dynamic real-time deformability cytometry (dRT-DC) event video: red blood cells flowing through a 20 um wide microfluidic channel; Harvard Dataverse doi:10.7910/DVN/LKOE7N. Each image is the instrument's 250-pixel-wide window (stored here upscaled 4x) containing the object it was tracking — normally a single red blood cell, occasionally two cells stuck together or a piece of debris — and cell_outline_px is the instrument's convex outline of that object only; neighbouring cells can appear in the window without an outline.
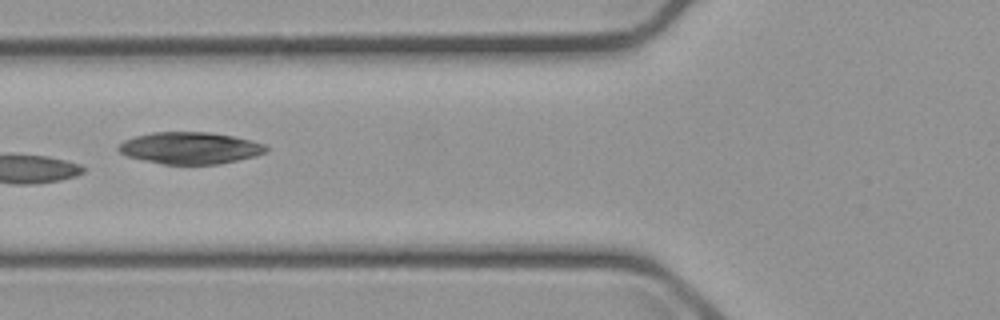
{"species": "common noctule bat (a hibernating species)", "species_latin": "Nyctalus noctula", "temperature_condition": "cold", "stored_images_in_passage": 8, "camera_frame_rate_fps": 3000, "um_per_image_px": 0.085, "animal": {"sex": "male", "body_mass_g": 23.1, "forearm_length_mm": 52.7}, "frame": {"image": 1, "passage_image": 6, "time_ms": 5.667, "image_size_px": [1000, 320], "cell_outline_px": [[268, 148], [264, 152], [256, 156], [220, 164], [164, 164], [144, 160], [128, 156], [120, 152], [116, 148], [124, 140], [136, 136], [152, 132], [208, 132], [232, 136], [264, 144]], "centroid_in_image_um": [16.14, 12.58], "position_along_channel_um": 109.7, "area_um2": 27.11}}
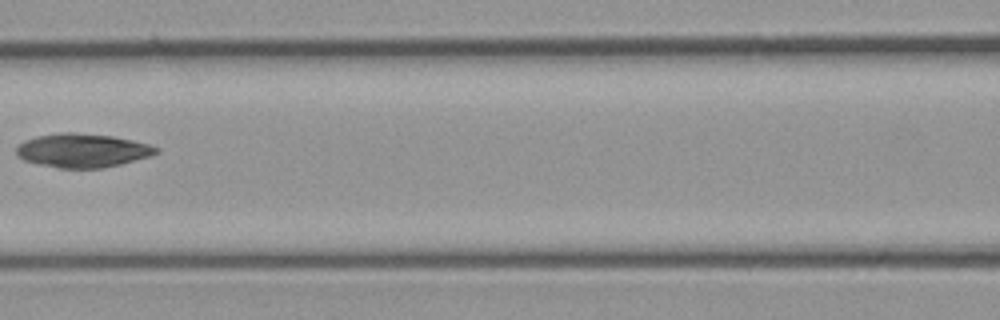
{"frame": {"image": 2, "passage_image": 7, "time_ms": 7.0, "image_size_px": [1000, 320], "cell_outline_px": [[160, 152], [148, 156], [120, 164], [104, 168], [60, 168], [36, 164], [24, 160], [16, 152], [16, 148], [24, 140], [36, 136], [60, 132], [76, 132], [112, 136], [132, 140], [148, 144], [160, 148]], "centroid_in_image_um": [7.0, 12.78], "position_along_channel_um": 159.6, "area_um2": 27.51}}
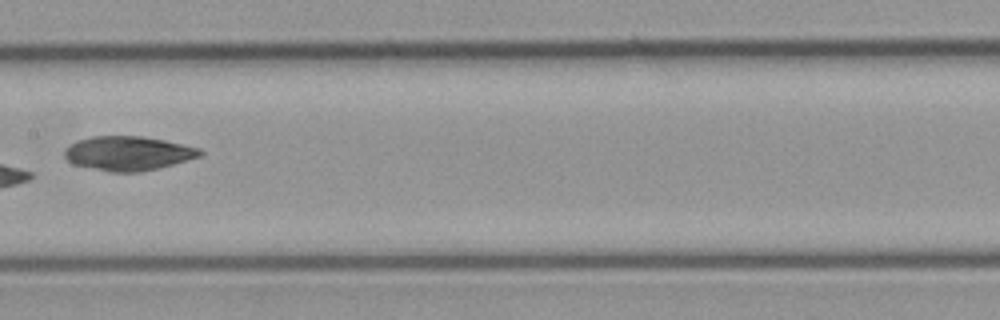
{"frame": {"image": 3, "passage_image": 8, "time_ms": 8.0, "image_size_px": [1000, 320], "cell_outline_px": [[204, 152], [200, 156], [160, 168], [140, 172], [108, 172], [72, 164], [64, 156], [64, 148], [80, 140], [92, 136], [140, 136], [164, 140], [200, 148]], "centroid_in_image_um": [10.88, 13.04], "position_along_channel_um": 196.5, "area_um2": 27.05}}